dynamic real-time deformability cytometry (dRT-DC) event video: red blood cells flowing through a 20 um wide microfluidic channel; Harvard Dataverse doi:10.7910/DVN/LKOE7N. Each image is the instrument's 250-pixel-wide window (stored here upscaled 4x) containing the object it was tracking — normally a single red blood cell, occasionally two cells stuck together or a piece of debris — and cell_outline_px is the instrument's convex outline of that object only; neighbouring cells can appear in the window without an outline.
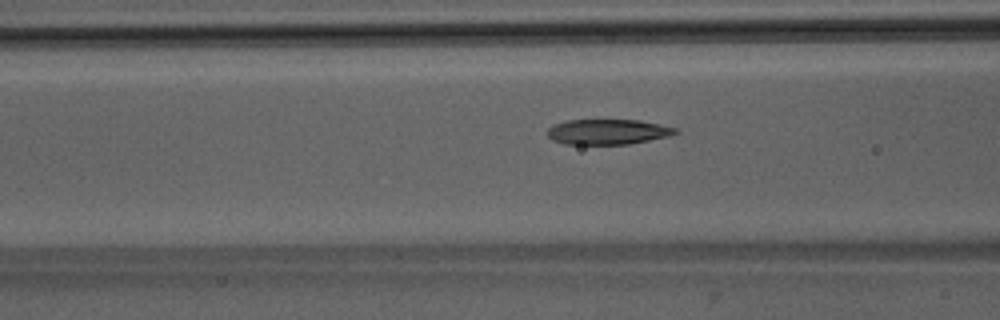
{"species": "Egyptian fruit bat (a non-hibernating species)", "species_latin": "Rousettus aegyptiacus", "temperature_condition": "room temperature", "stored_images_in_passage": 52, "camera_frame_rate_fps": 3000, "um_per_image_px": 0.085, "animal": {"sex": "male"}, "frame": {"image": 1, "passage_image": 21, "time_ms": 6.667, "image_size_px": [1000, 320], "cell_outline_px": [[680, 132], [668, 136], [628, 144], [564, 144], [552, 140], [548, 136], [548, 128], [552, 124], [568, 120], [640, 120], [660, 124], [676, 128]], "centroid_in_image_um": [51.64, 11.2], "position_along_channel_um": 115.0, "area_um2": 18.84}}
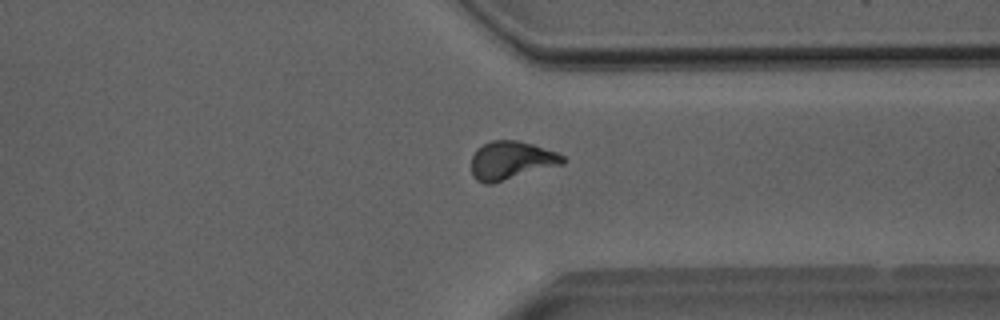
{"frame": {"image": 2, "passage_image": 40, "time_ms": 13.0, "image_size_px": [1000, 320], "cell_outline_px": [[568, 160], [564, 164], [492, 184], [484, 184], [476, 180], [472, 176], [472, 156], [476, 148], [492, 140], [516, 140], [532, 144], [556, 152], [564, 156]], "centroid_in_image_um": [43.46, 13.65], "position_along_channel_um": 367.9, "area_um2": 20.63}}
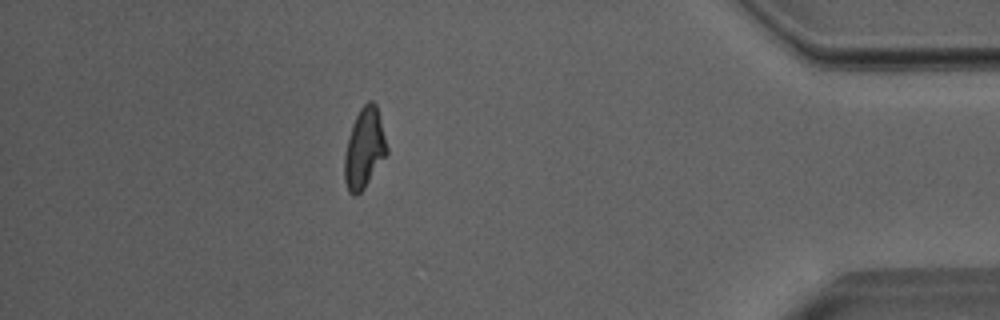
{"frame": {"image": 3, "passage_image": 46, "time_ms": 15.0, "image_size_px": [1000, 320], "cell_outline_px": [[388, 152], [364, 188], [356, 196], [352, 196], [348, 192], [344, 180], [344, 156], [352, 124], [360, 108], [368, 100], [372, 100], [376, 104], [388, 148]], "centroid_in_image_um": [30.95, 12.62], "position_along_channel_um": 404.2, "area_um2": 19.65}, "authors_computed_cell_mechanics": {"area_um2": 19.9121, "velocity_mm_per_s": 4.0023, "shape_relaxation_time_tau1_ms": 6.0978, "shape_relaxation_time_tau2_ms": 2.2812, "deformation_change_tau1": 0.1947, "deformation_change_tau2": 0.0971}}